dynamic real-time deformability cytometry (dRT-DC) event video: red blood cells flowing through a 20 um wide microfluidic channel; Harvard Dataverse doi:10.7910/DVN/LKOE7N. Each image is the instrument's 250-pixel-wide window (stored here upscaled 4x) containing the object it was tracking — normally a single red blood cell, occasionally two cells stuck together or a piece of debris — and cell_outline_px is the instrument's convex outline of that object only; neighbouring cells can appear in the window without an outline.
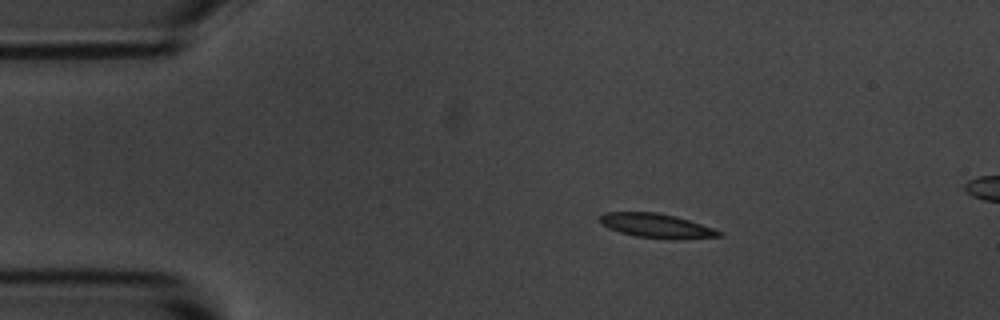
{"species": "common noctule bat (a hibernating species)", "species_latin": "Nyctalus noctula", "temperature_condition": "room temperature", "stored_images_in_passage": 9, "camera_frame_rate_fps": 3000, "um_per_image_px": 0.085, "animal": {"sex": "male", "body_mass_g": 20.1, "forearm_length_mm": 53.5}, "frame": {"image": 1, "passage_image": 1, "time_ms": 0.0, "image_size_px": [1000, 320], "cell_outline_px": [[724, 236], [676, 240], [636, 236], [620, 232], [608, 228], [600, 224], [596, 220], [604, 212], [656, 212], [676, 216], [724, 232]], "centroid_in_image_um": [55.78, 19.19], "position_along_channel_um": 29.2, "area_um2": 17.05}}
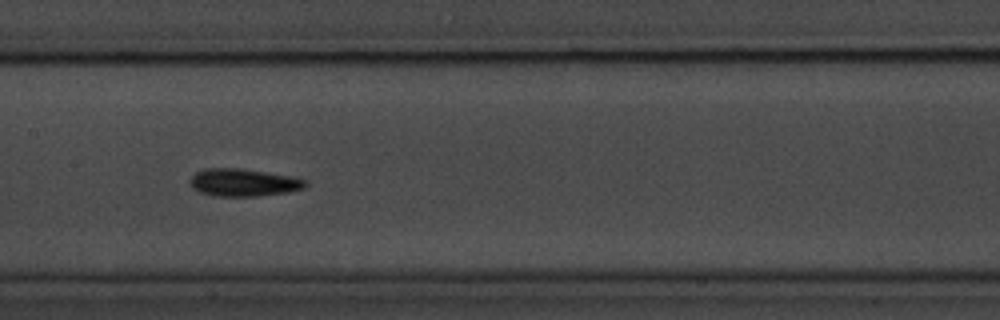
{"frame": {"image": 2, "passage_image": 6, "time_ms": 1.667, "image_size_px": [1000, 320], "cell_outline_px": [[308, 184], [304, 188], [288, 192], [256, 196], [212, 196], [200, 192], [192, 188], [188, 180], [196, 172], [204, 168], [244, 168], [296, 176], [308, 180]], "centroid_in_image_um": [20.72, 15.5], "position_along_channel_um": 186.7, "area_um2": 19.02}}
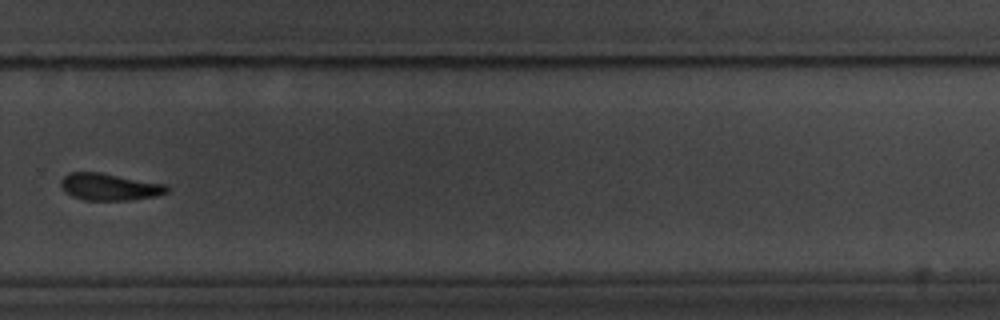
{"frame": {"image": 3, "passage_image": 9, "time_ms": 2.667, "image_size_px": [1000, 320], "cell_outline_px": [[168, 192], [156, 196], [128, 200], [84, 200], [72, 196], [64, 192], [60, 184], [60, 180], [68, 172], [100, 172], [168, 184]], "centroid_in_image_um": [9.3, 15.87], "position_along_channel_um": 320.5, "area_um2": 16.88}}